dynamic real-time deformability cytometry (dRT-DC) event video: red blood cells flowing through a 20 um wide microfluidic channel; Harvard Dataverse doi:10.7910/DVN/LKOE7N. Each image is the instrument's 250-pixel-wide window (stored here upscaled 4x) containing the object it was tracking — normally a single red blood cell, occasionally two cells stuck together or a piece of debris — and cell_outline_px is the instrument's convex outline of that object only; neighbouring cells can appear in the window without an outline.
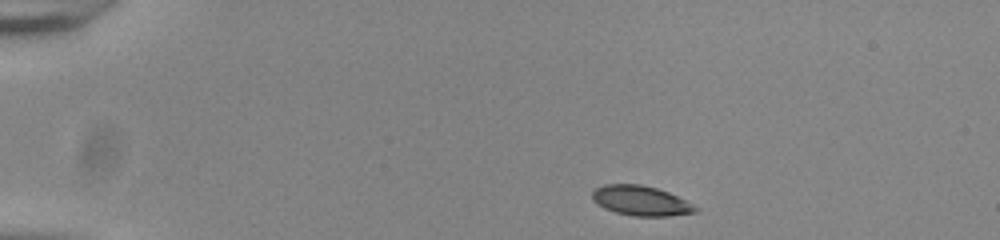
{"species": "common noctule bat (a hibernating species)", "species_latin": "Nyctalus noctula", "temperature_condition": "room temperature", "stored_images_in_passage": 45, "camera_frame_rate_fps": 3000, "um_per_image_px": 0.085, "animal": {"sex": "male", "body_mass_g": 20.0, "forearm_length_mm": 53.3}, "frame": {"image": 1, "passage_image": 1, "time_ms": 0.0, "image_size_px": [1000, 240], "cell_outline_px": [[700, 208], [696, 212], [668, 216], [632, 216], [616, 212], [604, 208], [596, 204], [592, 200], [592, 192], [596, 188], [604, 184], [640, 184], [656, 188], [668, 192]], "centroid_in_image_um": [54.44, 17.06], "position_along_channel_um": 30.6, "area_um2": 17.92}}
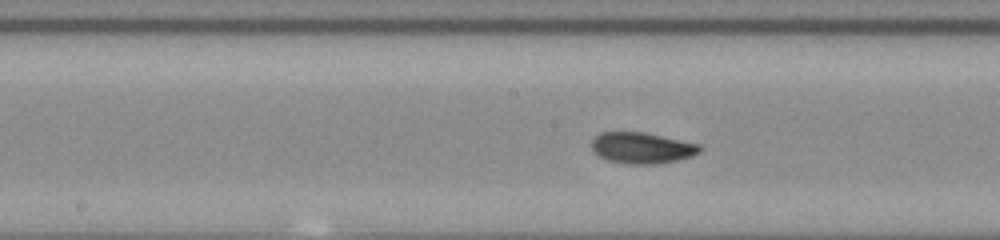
{"frame": {"image": 2, "passage_image": 20, "time_ms": 6.333, "image_size_px": [1000, 240], "cell_outline_px": [[704, 148], [700, 152], [692, 156], [676, 160], [656, 164], [632, 164], [608, 160], [600, 156], [592, 148], [592, 140], [600, 132], [644, 132], [700, 144]], "centroid_in_image_um": [54.6, 12.56], "position_along_channel_um": 193.6, "area_um2": 19.48}}
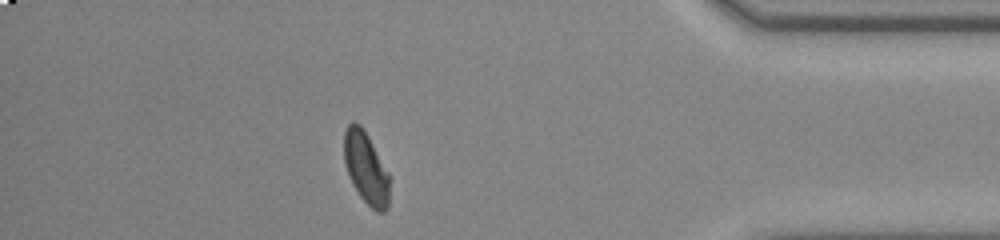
{"frame": {"image": 3, "passage_image": 39, "time_ms": 12.667, "image_size_px": [1000, 240], "cell_outline_px": [[388, 208], [384, 212], [376, 212], [360, 196], [352, 184], [348, 176], [344, 160], [344, 132], [348, 124], [352, 120], [360, 124], [388, 172]], "centroid_in_image_um": [31.07, 14.28], "position_along_channel_um": 404.1, "area_um2": 18.73}, "authors_computed_cell_mechanics": {"area_um2": 19.3052, "velocity_mm_per_s": 3.8381, "shape_relaxation_time_tau1_ms": 3.6174, "shape_relaxation_time_tau2_ms": 1.7835, "deformation_change_tau1": 0.121, "deformation_change_tau2": 0.0483}}